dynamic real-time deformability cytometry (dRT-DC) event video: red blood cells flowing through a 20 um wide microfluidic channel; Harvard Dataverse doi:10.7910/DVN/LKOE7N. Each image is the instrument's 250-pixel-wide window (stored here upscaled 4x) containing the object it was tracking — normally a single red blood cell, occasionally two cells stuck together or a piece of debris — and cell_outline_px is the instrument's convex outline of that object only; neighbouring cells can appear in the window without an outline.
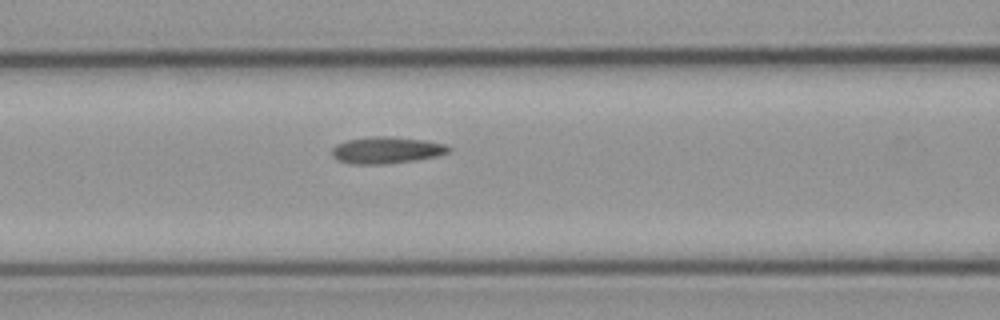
{"species": "common noctule bat (a hibernating species)", "species_latin": "Nyctalus noctula", "temperature_condition": "cold", "stored_images_in_passage": 3, "camera_frame_rate_fps": 3000, "um_per_image_px": 0.085, "animal": {"sex": "male", "body_mass_g": 23.1, "forearm_length_mm": 52.7}, "frame": {"image": 1, "passage_image": 3, "time_ms": 3.0, "image_size_px": [1000, 320], "cell_outline_px": [[452, 152], [436, 156], [416, 160], [384, 164], [348, 164], [336, 160], [332, 156], [332, 148], [336, 144], [348, 140], [368, 136], [384, 136], [424, 140], [448, 144], [452, 148]], "centroid_in_image_um": [32.86, 12.77], "position_along_channel_um": 133.7, "area_um2": 18.44}}